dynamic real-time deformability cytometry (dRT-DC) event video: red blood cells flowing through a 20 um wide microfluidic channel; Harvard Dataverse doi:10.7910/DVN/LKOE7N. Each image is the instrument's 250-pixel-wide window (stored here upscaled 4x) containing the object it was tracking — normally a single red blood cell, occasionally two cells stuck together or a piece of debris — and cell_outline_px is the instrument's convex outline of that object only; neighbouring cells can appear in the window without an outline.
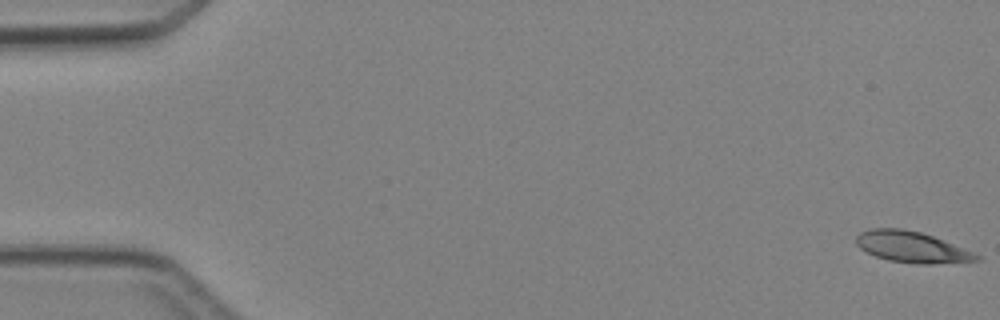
{"species": "Egyptian fruit bat (a non-hibernating species)", "species_latin": "Rousettus aegyptiacus", "temperature_condition": "cold", "stored_images_in_passage": 5, "camera_frame_rate_fps": 3000, "um_per_image_px": 0.085, "animal": {"sex": "female"}, "frame": {"image": 1, "passage_image": 1, "time_ms": 0.0, "image_size_px": [1000, 320], "cell_outline_px": [[984, 256], [980, 260], [928, 264], [916, 264], [888, 260], [876, 256], [860, 248], [856, 244], [856, 236], [860, 232], [872, 228], [904, 228], [920, 232], [932, 236]], "centroid_in_image_um": [77.5, 20.99], "position_along_channel_um": 7.5, "area_um2": 21.68}}
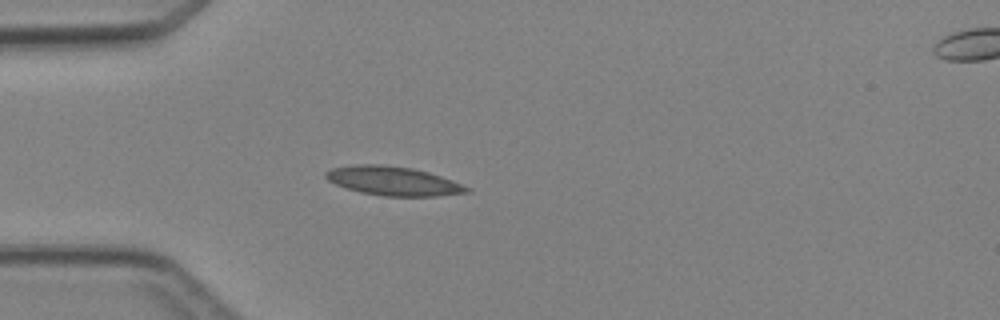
{"frame": {"image": 2, "passage_image": 4, "time_ms": 4.333, "image_size_px": [1000, 320], "cell_outline_px": [[472, 188], [468, 192], [436, 196], [384, 196], [360, 192], [336, 184], [328, 180], [324, 176], [324, 172], [332, 168], [356, 164], [380, 164], [412, 168], [428, 172], [452, 180]], "centroid_in_image_um": [33.41, 15.38], "position_along_channel_um": 51.6, "area_um2": 23.7}}